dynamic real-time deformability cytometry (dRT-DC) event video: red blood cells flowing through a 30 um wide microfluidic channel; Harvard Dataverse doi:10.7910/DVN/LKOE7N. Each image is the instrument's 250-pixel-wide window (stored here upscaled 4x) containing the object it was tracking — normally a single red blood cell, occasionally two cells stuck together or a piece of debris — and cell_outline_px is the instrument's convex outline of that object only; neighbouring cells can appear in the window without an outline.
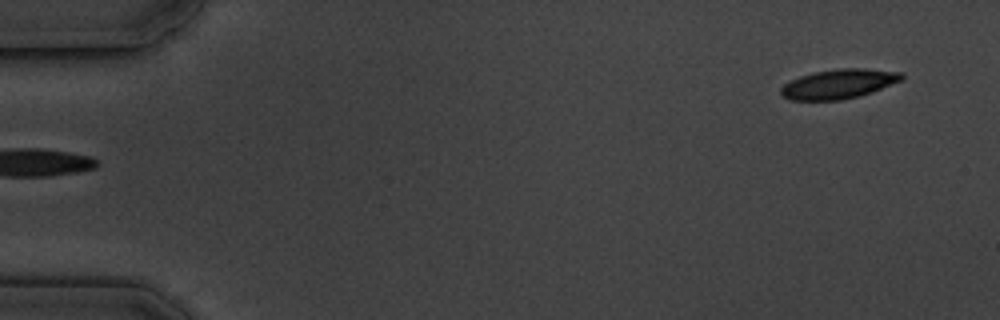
{"species": "common noctule bat (a hibernating species)", "species_latin": "Nyctalus noctula", "temperature_condition": "cold", "stored_images_in_passage": 6, "camera_frame_rate_fps": 3000, "um_per_image_px": 0.085, "animal": {"sex": "male", "body_mass_g": 19.5, "forearm_length_mm": 54.6}, "frame": {"image": 1, "passage_image": 6, "time_ms": 5.667, "image_size_px": [1000, 320], "cell_outline_px": [[904, 76], [900, 80], [872, 92], [860, 96], [840, 100], [788, 100], [780, 96], [780, 88], [784, 84], [800, 76], [816, 72], [840, 68], [864, 68], [900, 72]], "centroid_in_image_um": [71.24, 7.14], "position_along_channel_um": 13.8, "area_um2": 20.63}}